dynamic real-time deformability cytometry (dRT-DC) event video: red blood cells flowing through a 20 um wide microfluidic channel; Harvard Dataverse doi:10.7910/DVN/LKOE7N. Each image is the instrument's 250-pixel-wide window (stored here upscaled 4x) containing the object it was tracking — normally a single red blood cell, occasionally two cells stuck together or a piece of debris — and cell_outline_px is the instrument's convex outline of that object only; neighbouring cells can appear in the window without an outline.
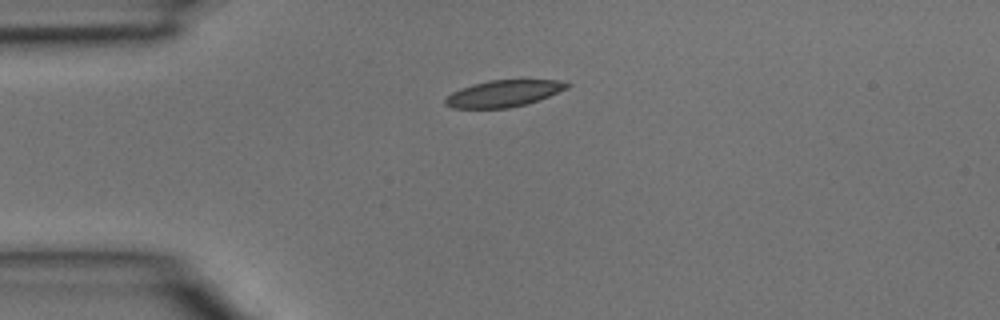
{"species": "common noctule bat (a hibernating species)", "species_latin": "Nyctalus noctula", "temperature_condition": "room temperature", "stored_images_in_passage": 1, "camera_frame_rate_fps": 3000, "um_per_image_px": 0.085, "animal": {"sex": "male", "body_mass_g": 15.6}, "frame": {"image": 1, "passage_image": 1, "time_ms": 0.0, "image_size_px": [1000, 320], "cell_outline_px": [[572, 84], [568, 88], [528, 104], [508, 108], [452, 108], [444, 104], [444, 100], [452, 92], [460, 88], [472, 84], [488, 80], [568, 80]], "centroid_in_image_um": [42.83, 7.94], "position_along_channel_um": 42.2, "area_um2": 19.07}}